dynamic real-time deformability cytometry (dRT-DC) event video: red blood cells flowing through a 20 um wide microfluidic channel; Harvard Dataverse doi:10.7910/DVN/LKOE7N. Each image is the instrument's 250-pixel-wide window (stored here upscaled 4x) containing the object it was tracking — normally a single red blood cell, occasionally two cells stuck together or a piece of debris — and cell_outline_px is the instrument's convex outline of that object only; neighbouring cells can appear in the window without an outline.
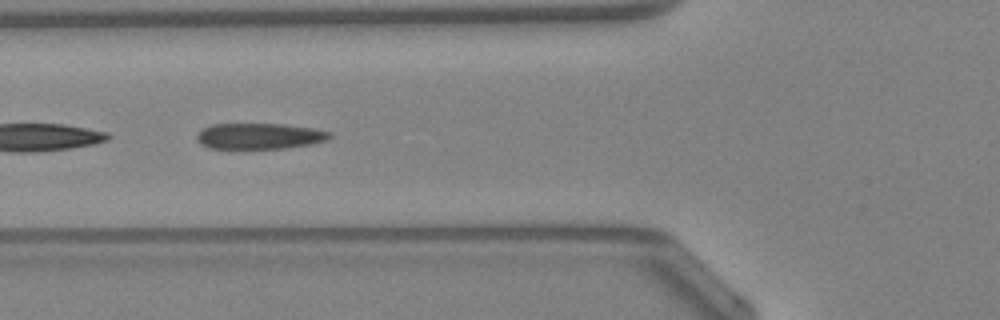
{"species": "Egyptian fruit bat (a non-hibernating species)", "species_latin": "Rousettus aegyptiacus", "temperature_condition": "warm", "stored_images_in_passage": 32, "segment_of_instrument_passage": [2, 2], "camera_frame_rate_fps": 3000, "um_per_image_px": 0.085, "animal": {"sex": "female"}, "frame": {"image": 1, "passage_image": 18, "time_ms": 5.667, "image_size_px": [1000, 320], "cell_outline_px": [[332, 136], [328, 140], [312, 144], [284, 148], [208, 148], [200, 144], [196, 140], [196, 136], [204, 128], [212, 124], [284, 124], [312, 128], [332, 132]], "centroid_in_image_um": [22.08, 11.57], "position_along_channel_um": 103.7, "area_um2": 20.06}}